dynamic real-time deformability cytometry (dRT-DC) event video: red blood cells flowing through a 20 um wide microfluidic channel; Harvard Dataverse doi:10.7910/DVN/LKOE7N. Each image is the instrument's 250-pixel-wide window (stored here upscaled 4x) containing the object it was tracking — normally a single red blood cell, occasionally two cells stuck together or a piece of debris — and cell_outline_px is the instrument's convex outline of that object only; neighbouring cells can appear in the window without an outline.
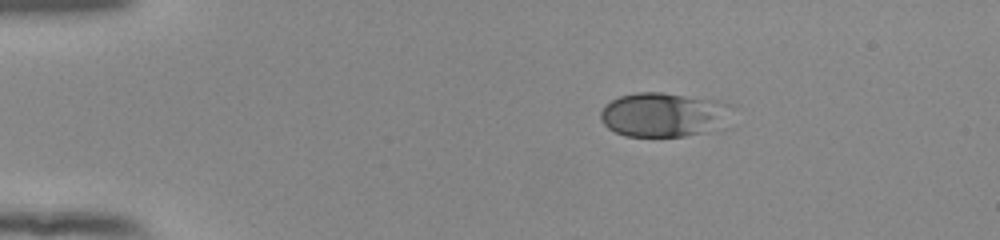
{"species": "human", "species_latin": "Homo sapiens", "temperature_condition": "room temperature", "stored_images_in_passage": 44, "camera_frame_rate_fps": 3000, "um_per_image_px": 0.085, "donor": {"sex": "female"}, "frame": {"image": 1, "passage_image": 1, "time_ms": 0.0, "image_size_px": [1000, 240], "cell_outline_px": [[728, 104], [716, 124], [712, 128], [704, 132], [684, 136], [624, 136], [608, 128], [600, 120], [600, 112], [612, 100], [620, 96], [636, 92], [660, 92], [720, 100]], "centroid_in_image_um": [56.21, 9.73], "position_along_channel_um": 28.8, "area_um2": 32.6}}
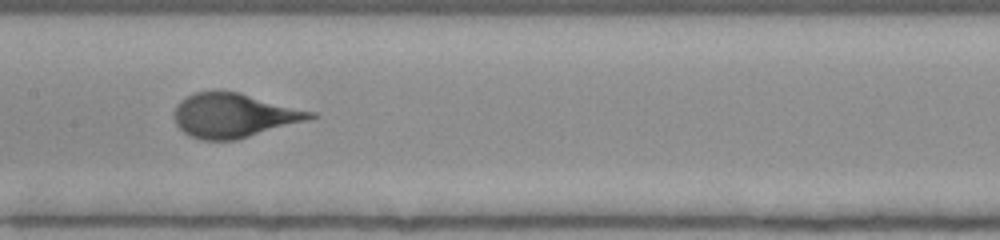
{"frame": {"image": 2, "passage_image": 19, "time_ms": 6.0, "image_size_px": [1000, 240], "cell_outline_px": [[320, 116], [308, 120], [236, 140], [200, 140], [188, 136], [176, 124], [172, 112], [176, 104], [180, 100], [196, 92], [240, 92], [316, 112]], "centroid_in_image_um": [19.88, 9.82], "position_along_channel_um": 187.5, "area_um2": 35.2}}
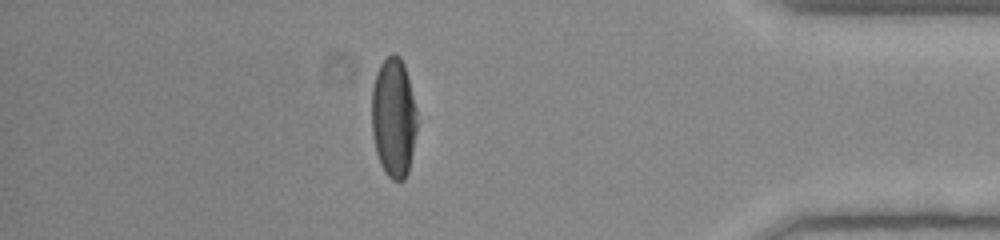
{"frame": {"image": 3, "passage_image": 38, "time_ms": 12.333, "image_size_px": [1000, 240], "cell_outline_px": [[416, 128], [412, 152], [408, 172], [404, 180], [392, 180], [384, 172], [380, 164], [376, 152], [372, 136], [372, 84], [376, 72], [380, 64], [392, 52], [396, 52], [400, 56], [404, 64], [416, 108]], "centroid_in_image_um": [33.43, 9.98], "position_along_channel_um": 401.8, "area_um2": 31.67}}